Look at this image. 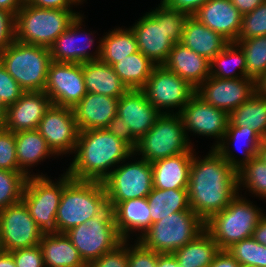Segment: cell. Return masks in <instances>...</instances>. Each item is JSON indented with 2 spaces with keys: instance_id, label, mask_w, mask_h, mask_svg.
Instances as JSON below:
<instances>
[{
  "instance_id": "obj_1",
  "label": "cell",
  "mask_w": 266,
  "mask_h": 267,
  "mask_svg": "<svg viewBox=\"0 0 266 267\" xmlns=\"http://www.w3.org/2000/svg\"><path fill=\"white\" fill-rule=\"evenodd\" d=\"M206 154L201 157L195 149L188 184L190 208L204 222L223 210L239 193L238 172L215 148Z\"/></svg>"
},
{
  "instance_id": "obj_2",
  "label": "cell",
  "mask_w": 266,
  "mask_h": 267,
  "mask_svg": "<svg viewBox=\"0 0 266 267\" xmlns=\"http://www.w3.org/2000/svg\"><path fill=\"white\" fill-rule=\"evenodd\" d=\"M133 152L106 129L79 131L73 158L64 171L74 180L103 182Z\"/></svg>"
},
{
  "instance_id": "obj_3",
  "label": "cell",
  "mask_w": 266,
  "mask_h": 267,
  "mask_svg": "<svg viewBox=\"0 0 266 267\" xmlns=\"http://www.w3.org/2000/svg\"><path fill=\"white\" fill-rule=\"evenodd\" d=\"M189 16L160 0L157 7L143 13L129 26L135 35L139 51L155 65H163L173 46L181 43Z\"/></svg>"
},
{
  "instance_id": "obj_4",
  "label": "cell",
  "mask_w": 266,
  "mask_h": 267,
  "mask_svg": "<svg viewBox=\"0 0 266 267\" xmlns=\"http://www.w3.org/2000/svg\"><path fill=\"white\" fill-rule=\"evenodd\" d=\"M254 203L248 196L238 193L223 210L205 222V230L220 250H227L233 244L252 237L257 223L266 213Z\"/></svg>"
},
{
  "instance_id": "obj_5",
  "label": "cell",
  "mask_w": 266,
  "mask_h": 267,
  "mask_svg": "<svg viewBox=\"0 0 266 267\" xmlns=\"http://www.w3.org/2000/svg\"><path fill=\"white\" fill-rule=\"evenodd\" d=\"M107 207L103 182L72 179L62 191L56 215L57 233H65L100 215Z\"/></svg>"
},
{
  "instance_id": "obj_6",
  "label": "cell",
  "mask_w": 266,
  "mask_h": 267,
  "mask_svg": "<svg viewBox=\"0 0 266 267\" xmlns=\"http://www.w3.org/2000/svg\"><path fill=\"white\" fill-rule=\"evenodd\" d=\"M82 11L38 8L24 2L15 15V40L49 48Z\"/></svg>"
},
{
  "instance_id": "obj_7",
  "label": "cell",
  "mask_w": 266,
  "mask_h": 267,
  "mask_svg": "<svg viewBox=\"0 0 266 267\" xmlns=\"http://www.w3.org/2000/svg\"><path fill=\"white\" fill-rule=\"evenodd\" d=\"M0 62L24 91H44L52 62L49 48L14 40L0 54Z\"/></svg>"
},
{
  "instance_id": "obj_8",
  "label": "cell",
  "mask_w": 266,
  "mask_h": 267,
  "mask_svg": "<svg viewBox=\"0 0 266 267\" xmlns=\"http://www.w3.org/2000/svg\"><path fill=\"white\" fill-rule=\"evenodd\" d=\"M180 114H161L153 127L138 141L134 153L153 163L160 159L194 153Z\"/></svg>"
},
{
  "instance_id": "obj_9",
  "label": "cell",
  "mask_w": 266,
  "mask_h": 267,
  "mask_svg": "<svg viewBox=\"0 0 266 267\" xmlns=\"http://www.w3.org/2000/svg\"><path fill=\"white\" fill-rule=\"evenodd\" d=\"M205 230V222L193 211H178L163 217L139 238L147 249L173 253Z\"/></svg>"
},
{
  "instance_id": "obj_10",
  "label": "cell",
  "mask_w": 266,
  "mask_h": 267,
  "mask_svg": "<svg viewBox=\"0 0 266 267\" xmlns=\"http://www.w3.org/2000/svg\"><path fill=\"white\" fill-rule=\"evenodd\" d=\"M54 179L48 175L29 176L22 196L31 217L44 233H57L56 215L62 191L72 180L65 171Z\"/></svg>"
},
{
  "instance_id": "obj_11",
  "label": "cell",
  "mask_w": 266,
  "mask_h": 267,
  "mask_svg": "<svg viewBox=\"0 0 266 267\" xmlns=\"http://www.w3.org/2000/svg\"><path fill=\"white\" fill-rule=\"evenodd\" d=\"M85 263L99 259L103 254L123 243L108 206L100 215L65 232Z\"/></svg>"
},
{
  "instance_id": "obj_12",
  "label": "cell",
  "mask_w": 266,
  "mask_h": 267,
  "mask_svg": "<svg viewBox=\"0 0 266 267\" xmlns=\"http://www.w3.org/2000/svg\"><path fill=\"white\" fill-rule=\"evenodd\" d=\"M103 184L108 203L147 197L153 188L152 165L133 152L109 174Z\"/></svg>"
},
{
  "instance_id": "obj_13",
  "label": "cell",
  "mask_w": 266,
  "mask_h": 267,
  "mask_svg": "<svg viewBox=\"0 0 266 267\" xmlns=\"http://www.w3.org/2000/svg\"><path fill=\"white\" fill-rule=\"evenodd\" d=\"M142 90L161 114H179L196 93V89L188 81L164 65L154 67Z\"/></svg>"
},
{
  "instance_id": "obj_14",
  "label": "cell",
  "mask_w": 266,
  "mask_h": 267,
  "mask_svg": "<svg viewBox=\"0 0 266 267\" xmlns=\"http://www.w3.org/2000/svg\"><path fill=\"white\" fill-rule=\"evenodd\" d=\"M83 15L84 13L78 15L69 28L49 47L52 61L82 64L100 59L101 37L97 40L94 37L96 31L91 32V29L85 28L86 16Z\"/></svg>"
},
{
  "instance_id": "obj_15",
  "label": "cell",
  "mask_w": 266,
  "mask_h": 267,
  "mask_svg": "<svg viewBox=\"0 0 266 267\" xmlns=\"http://www.w3.org/2000/svg\"><path fill=\"white\" fill-rule=\"evenodd\" d=\"M179 114L188 140L193 147L195 144L192 143L193 140H190L192 135L195 138L196 135L206 137V139L213 138L215 141L209 148H216L221 143L229 122V115L225 111L212 106L195 93Z\"/></svg>"
},
{
  "instance_id": "obj_16",
  "label": "cell",
  "mask_w": 266,
  "mask_h": 267,
  "mask_svg": "<svg viewBox=\"0 0 266 267\" xmlns=\"http://www.w3.org/2000/svg\"><path fill=\"white\" fill-rule=\"evenodd\" d=\"M44 232L23 201L0 210V249L12 252L39 245Z\"/></svg>"
},
{
  "instance_id": "obj_17",
  "label": "cell",
  "mask_w": 266,
  "mask_h": 267,
  "mask_svg": "<svg viewBox=\"0 0 266 267\" xmlns=\"http://www.w3.org/2000/svg\"><path fill=\"white\" fill-rule=\"evenodd\" d=\"M37 130L58 159L74 153L79 129L72 108L52 104L39 122Z\"/></svg>"
},
{
  "instance_id": "obj_18",
  "label": "cell",
  "mask_w": 266,
  "mask_h": 267,
  "mask_svg": "<svg viewBox=\"0 0 266 267\" xmlns=\"http://www.w3.org/2000/svg\"><path fill=\"white\" fill-rule=\"evenodd\" d=\"M44 92L49 96L52 104L73 108L88 93L82 64L52 61Z\"/></svg>"
},
{
  "instance_id": "obj_19",
  "label": "cell",
  "mask_w": 266,
  "mask_h": 267,
  "mask_svg": "<svg viewBox=\"0 0 266 267\" xmlns=\"http://www.w3.org/2000/svg\"><path fill=\"white\" fill-rule=\"evenodd\" d=\"M196 93L212 106L228 115L256 93L255 80L249 77L220 79L209 76Z\"/></svg>"
},
{
  "instance_id": "obj_20",
  "label": "cell",
  "mask_w": 266,
  "mask_h": 267,
  "mask_svg": "<svg viewBox=\"0 0 266 267\" xmlns=\"http://www.w3.org/2000/svg\"><path fill=\"white\" fill-rule=\"evenodd\" d=\"M117 115L139 141L153 127L161 113L148 101L142 89H128L118 100Z\"/></svg>"
},
{
  "instance_id": "obj_21",
  "label": "cell",
  "mask_w": 266,
  "mask_h": 267,
  "mask_svg": "<svg viewBox=\"0 0 266 267\" xmlns=\"http://www.w3.org/2000/svg\"><path fill=\"white\" fill-rule=\"evenodd\" d=\"M51 105L44 91H25L16 103L6 108L5 129L13 133L37 129Z\"/></svg>"
},
{
  "instance_id": "obj_22",
  "label": "cell",
  "mask_w": 266,
  "mask_h": 267,
  "mask_svg": "<svg viewBox=\"0 0 266 267\" xmlns=\"http://www.w3.org/2000/svg\"><path fill=\"white\" fill-rule=\"evenodd\" d=\"M262 138L249 127H237L230 121L221 143L215 148L237 172L258 156ZM242 155H236L235 151ZM244 149V150H243Z\"/></svg>"
},
{
  "instance_id": "obj_23",
  "label": "cell",
  "mask_w": 266,
  "mask_h": 267,
  "mask_svg": "<svg viewBox=\"0 0 266 267\" xmlns=\"http://www.w3.org/2000/svg\"><path fill=\"white\" fill-rule=\"evenodd\" d=\"M108 206L113 211L115 225L124 241H138L151 226L150 208L146 197L108 203Z\"/></svg>"
},
{
  "instance_id": "obj_24",
  "label": "cell",
  "mask_w": 266,
  "mask_h": 267,
  "mask_svg": "<svg viewBox=\"0 0 266 267\" xmlns=\"http://www.w3.org/2000/svg\"><path fill=\"white\" fill-rule=\"evenodd\" d=\"M193 16L229 42L237 41L242 14L230 0H207Z\"/></svg>"
},
{
  "instance_id": "obj_25",
  "label": "cell",
  "mask_w": 266,
  "mask_h": 267,
  "mask_svg": "<svg viewBox=\"0 0 266 267\" xmlns=\"http://www.w3.org/2000/svg\"><path fill=\"white\" fill-rule=\"evenodd\" d=\"M119 98L87 93L73 108L79 131L104 129L117 115Z\"/></svg>"
},
{
  "instance_id": "obj_26",
  "label": "cell",
  "mask_w": 266,
  "mask_h": 267,
  "mask_svg": "<svg viewBox=\"0 0 266 267\" xmlns=\"http://www.w3.org/2000/svg\"><path fill=\"white\" fill-rule=\"evenodd\" d=\"M15 140L18 171H21L27 177L47 176V173L43 174L39 169L37 173H34L33 168L42 164L47 159L55 160L57 156L49 148L45 138L38 130L33 129L15 132Z\"/></svg>"
},
{
  "instance_id": "obj_27",
  "label": "cell",
  "mask_w": 266,
  "mask_h": 267,
  "mask_svg": "<svg viewBox=\"0 0 266 267\" xmlns=\"http://www.w3.org/2000/svg\"><path fill=\"white\" fill-rule=\"evenodd\" d=\"M197 89L210 76V61L182 43L173 46L163 64Z\"/></svg>"
},
{
  "instance_id": "obj_28",
  "label": "cell",
  "mask_w": 266,
  "mask_h": 267,
  "mask_svg": "<svg viewBox=\"0 0 266 267\" xmlns=\"http://www.w3.org/2000/svg\"><path fill=\"white\" fill-rule=\"evenodd\" d=\"M193 154L182 153L151 163L153 188L160 190L188 188Z\"/></svg>"
},
{
  "instance_id": "obj_29",
  "label": "cell",
  "mask_w": 266,
  "mask_h": 267,
  "mask_svg": "<svg viewBox=\"0 0 266 267\" xmlns=\"http://www.w3.org/2000/svg\"><path fill=\"white\" fill-rule=\"evenodd\" d=\"M181 43L211 61L230 42L212 31L194 16H189L182 34Z\"/></svg>"
},
{
  "instance_id": "obj_30",
  "label": "cell",
  "mask_w": 266,
  "mask_h": 267,
  "mask_svg": "<svg viewBox=\"0 0 266 267\" xmlns=\"http://www.w3.org/2000/svg\"><path fill=\"white\" fill-rule=\"evenodd\" d=\"M82 71L88 93L120 98L128 90L113 67L100 59L82 63Z\"/></svg>"
},
{
  "instance_id": "obj_31",
  "label": "cell",
  "mask_w": 266,
  "mask_h": 267,
  "mask_svg": "<svg viewBox=\"0 0 266 267\" xmlns=\"http://www.w3.org/2000/svg\"><path fill=\"white\" fill-rule=\"evenodd\" d=\"M39 246L45 267H78L85 263L65 233H44Z\"/></svg>"
},
{
  "instance_id": "obj_32",
  "label": "cell",
  "mask_w": 266,
  "mask_h": 267,
  "mask_svg": "<svg viewBox=\"0 0 266 267\" xmlns=\"http://www.w3.org/2000/svg\"><path fill=\"white\" fill-rule=\"evenodd\" d=\"M138 51V44L130 27L116 26L101 37L100 60L108 65L112 66Z\"/></svg>"
},
{
  "instance_id": "obj_33",
  "label": "cell",
  "mask_w": 266,
  "mask_h": 267,
  "mask_svg": "<svg viewBox=\"0 0 266 267\" xmlns=\"http://www.w3.org/2000/svg\"><path fill=\"white\" fill-rule=\"evenodd\" d=\"M220 251L218 244L204 230L194 240L173 252L184 267H208Z\"/></svg>"
},
{
  "instance_id": "obj_34",
  "label": "cell",
  "mask_w": 266,
  "mask_h": 267,
  "mask_svg": "<svg viewBox=\"0 0 266 267\" xmlns=\"http://www.w3.org/2000/svg\"><path fill=\"white\" fill-rule=\"evenodd\" d=\"M146 198L150 208L151 225L169 214L192 210L189 205L188 188L167 190L152 188Z\"/></svg>"
},
{
  "instance_id": "obj_35",
  "label": "cell",
  "mask_w": 266,
  "mask_h": 267,
  "mask_svg": "<svg viewBox=\"0 0 266 267\" xmlns=\"http://www.w3.org/2000/svg\"><path fill=\"white\" fill-rule=\"evenodd\" d=\"M229 121L237 127H249L266 139V97L255 93L229 114Z\"/></svg>"
},
{
  "instance_id": "obj_36",
  "label": "cell",
  "mask_w": 266,
  "mask_h": 267,
  "mask_svg": "<svg viewBox=\"0 0 266 267\" xmlns=\"http://www.w3.org/2000/svg\"><path fill=\"white\" fill-rule=\"evenodd\" d=\"M210 76L220 79L247 77L246 56L237 43L230 42L210 61Z\"/></svg>"
},
{
  "instance_id": "obj_37",
  "label": "cell",
  "mask_w": 266,
  "mask_h": 267,
  "mask_svg": "<svg viewBox=\"0 0 266 267\" xmlns=\"http://www.w3.org/2000/svg\"><path fill=\"white\" fill-rule=\"evenodd\" d=\"M156 65L140 51L112 65L128 89H142Z\"/></svg>"
},
{
  "instance_id": "obj_38",
  "label": "cell",
  "mask_w": 266,
  "mask_h": 267,
  "mask_svg": "<svg viewBox=\"0 0 266 267\" xmlns=\"http://www.w3.org/2000/svg\"><path fill=\"white\" fill-rule=\"evenodd\" d=\"M238 191L240 194L243 191L244 196L251 193L252 198L259 197L266 202V163L258 156L238 171Z\"/></svg>"
},
{
  "instance_id": "obj_39",
  "label": "cell",
  "mask_w": 266,
  "mask_h": 267,
  "mask_svg": "<svg viewBox=\"0 0 266 267\" xmlns=\"http://www.w3.org/2000/svg\"><path fill=\"white\" fill-rule=\"evenodd\" d=\"M246 56L247 77L257 80L266 72V36L237 40Z\"/></svg>"
},
{
  "instance_id": "obj_40",
  "label": "cell",
  "mask_w": 266,
  "mask_h": 267,
  "mask_svg": "<svg viewBox=\"0 0 266 267\" xmlns=\"http://www.w3.org/2000/svg\"><path fill=\"white\" fill-rule=\"evenodd\" d=\"M27 178L21 171L0 169V210L22 201Z\"/></svg>"
},
{
  "instance_id": "obj_41",
  "label": "cell",
  "mask_w": 266,
  "mask_h": 267,
  "mask_svg": "<svg viewBox=\"0 0 266 267\" xmlns=\"http://www.w3.org/2000/svg\"><path fill=\"white\" fill-rule=\"evenodd\" d=\"M228 252L239 264H252L266 267V246L249 237L233 244Z\"/></svg>"
},
{
  "instance_id": "obj_42",
  "label": "cell",
  "mask_w": 266,
  "mask_h": 267,
  "mask_svg": "<svg viewBox=\"0 0 266 267\" xmlns=\"http://www.w3.org/2000/svg\"><path fill=\"white\" fill-rule=\"evenodd\" d=\"M266 36V1L252 12L242 15L241 29L237 40Z\"/></svg>"
},
{
  "instance_id": "obj_43",
  "label": "cell",
  "mask_w": 266,
  "mask_h": 267,
  "mask_svg": "<svg viewBox=\"0 0 266 267\" xmlns=\"http://www.w3.org/2000/svg\"><path fill=\"white\" fill-rule=\"evenodd\" d=\"M0 169L18 171L15 133L0 129Z\"/></svg>"
},
{
  "instance_id": "obj_44",
  "label": "cell",
  "mask_w": 266,
  "mask_h": 267,
  "mask_svg": "<svg viewBox=\"0 0 266 267\" xmlns=\"http://www.w3.org/2000/svg\"><path fill=\"white\" fill-rule=\"evenodd\" d=\"M24 92L0 62V104L7 108L16 103Z\"/></svg>"
},
{
  "instance_id": "obj_45",
  "label": "cell",
  "mask_w": 266,
  "mask_h": 267,
  "mask_svg": "<svg viewBox=\"0 0 266 267\" xmlns=\"http://www.w3.org/2000/svg\"><path fill=\"white\" fill-rule=\"evenodd\" d=\"M157 261L158 252L145 248L139 241H128V267H157Z\"/></svg>"
},
{
  "instance_id": "obj_46",
  "label": "cell",
  "mask_w": 266,
  "mask_h": 267,
  "mask_svg": "<svg viewBox=\"0 0 266 267\" xmlns=\"http://www.w3.org/2000/svg\"><path fill=\"white\" fill-rule=\"evenodd\" d=\"M89 264L90 267H128V241Z\"/></svg>"
},
{
  "instance_id": "obj_47",
  "label": "cell",
  "mask_w": 266,
  "mask_h": 267,
  "mask_svg": "<svg viewBox=\"0 0 266 267\" xmlns=\"http://www.w3.org/2000/svg\"><path fill=\"white\" fill-rule=\"evenodd\" d=\"M17 267H45L39 245L11 252Z\"/></svg>"
},
{
  "instance_id": "obj_48",
  "label": "cell",
  "mask_w": 266,
  "mask_h": 267,
  "mask_svg": "<svg viewBox=\"0 0 266 267\" xmlns=\"http://www.w3.org/2000/svg\"><path fill=\"white\" fill-rule=\"evenodd\" d=\"M15 40V16L0 9V54Z\"/></svg>"
},
{
  "instance_id": "obj_49",
  "label": "cell",
  "mask_w": 266,
  "mask_h": 267,
  "mask_svg": "<svg viewBox=\"0 0 266 267\" xmlns=\"http://www.w3.org/2000/svg\"><path fill=\"white\" fill-rule=\"evenodd\" d=\"M104 129L126 142L133 150L135 149L138 141L133 137L130 127H127L118 115L112 118Z\"/></svg>"
},
{
  "instance_id": "obj_50",
  "label": "cell",
  "mask_w": 266,
  "mask_h": 267,
  "mask_svg": "<svg viewBox=\"0 0 266 267\" xmlns=\"http://www.w3.org/2000/svg\"><path fill=\"white\" fill-rule=\"evenodd\" d=\"M25 3L38 8L73 9L84 5L82 0H25Z\"/></svg>"
},
{
  "instance_id": "obj_51",
  "label": "cell",
  "mask_w": 266,
  "mask_h": 267,
  "mask_svg": "<svg viewBox=\"0 0 266 267\" xmlns=\"http://www.w3.org/2000/svg\"><path fill=\"white\" fill-rule=\"evenodd\" d=\"M167 6L193 16L207 0H161Z\"/></svg>"
},
{
  "instance_id": "obj_52",
  "label": "cell",
  "mask_w": 266,
  "mask_h": 267,
  "mask_svg": "<svg viewBox=\"0 0 266 267\" xmlns=\"http://www.w3.org/2000/svg\"><path fill=\"white\" fill-rule=\"evenodd\" d=\"M239 262L228 252L220 250L208 267H239Z\"/></svg>"
},
{
  "instance_id": "obj_53",
  "label": "cell",
  "mask_w": 266,
  "mask_h": 267,
  "mask_svg": "<svg viewBox=\"0 0 266 267\" xmlns=\"http://www.w3.org/2000/svg\"><path fill=\"white\" fill-rule=\"evenodd\" d=\"M231 3L244 15L252 12L256 7L266 0H230Z\"/></svg>"
},
{
  "instance_id": "obj_54",
  "label": "cell",
  "mask_w": 266,
  "mask_h": 267,
  "mask_svg": "<svg viewBox=\"0 0 266 267\" xmlns=\"http://www.w3.org/2000/svg\"><path fill=\"white\" fill-rule=\"evenodd\" d=\"M252 237L260 244L266 246V214L257 223Z\"/></svg>"
},
{
  "instance_id": "obj_55",
  "label": "cell",
  "mask_w": 266,
  "mask_h": 267,
  "mask_svg": "<svg viewBox=\"0 0 266 267\" xmlns=\"http://www.w3.org/2000/svg\"><path fill=\"white\" fill-rule=\"evenodd\" d=\"M157 267H184L181 266L173 253H158Z\"/></svg>"
},
{
  "instance_id": "obj_56",
  "label": "cell",
  "mask_w": 266,
  "mask_h": 267,
  "mask_svg": "<svg viewBox=\"0 0 266 267\" xmlns=\"http://www.w3.org/2000/svg\"><path fill=\"white\" fill-rule=\"evenodd\" d=\"M24 2L25 0H0V9L15 16L22 8Z\"/></svg>"
},
{
  "instance_id": "obj_57",
  "label": "cell",
  "mask_w": 266,
  "mask_h": 267,
  "mask_svg": "<svg viewBox=\"0 0 266 267\" xmlns=\"http://www.w3.org/2000/svg\"><path fill=\"white\" fill-rule=\"evenodd\" d=\"M0 267H17L11 252L0 249Z\"/></svg>"
},
{
  "instance_id": "obj_58",
  "label": "cell",
  "mask_w": 266,
  "mask_h": 267,
  "mask_svg": "<svg viewBox=\"0 0 266 267\" xmlns=\"http://www.w3.org/2000/svg\"><path fill=\"white\" fill-rule=\"evenodd\" d=\"M256 93L266 97V72L255 81Z\"/></svg>"
},
{
  "instance_id": "obj_59",
  "label": "cell",
  "mask_w": 266,
  "mask_h": 267,
  "mask_svg": "<svg viewBox=\"0 0 266 267\" xmlns=\"http://www.w3.org/2000/svg\"><path fill=\"white\" fill-rule=\"evenodd\" d=\"M258 157L266 163V139H262L258 149Z\"/></svg>"
},
{
  "instance_id": "obj_60",
  "label": "cell",
  "mask_w": 266,
  "mask_h": 267,
  "mask_svg": "<svg viewBox=\"0 0 266 267\" xmlns=\"http://www.w3.org/2000/svg\"><path fill=\"white\" fill-rule=\"evenodd\" d=\"M6 124V108L0 104V129H4Z\"/></svg>"
},
{
  "instance_id": "obj_61",
  "label": "cell",
  "mask_w": 266,
  "mask_h": 267,
  "mask_svg": "<svg viewBox=\"0 0 266 267\" xmlns=\"http://www.w3.org/2000/svg\"><path fill=\"white\" fill-rule=\"evenodd\" d=\"M239 267H259L257 265H252V264H240Z\"/></svg>"
},
{
  "instance_id": "obj_62",
  "label": "cell",
  "mask_w": 266,
  "mask_h": 267,
  "mask_svg": "<svg viewBox=\"0 0 266 267\" xmlns=\"http://www.w3.org/2000/svg\"><path fill=\"white\" fill-rule=\"evenodd\" d=\"M78 267H90V264L89 263H84V264H82L81 266H78Z\"/></svg>"
}]
</instances>
